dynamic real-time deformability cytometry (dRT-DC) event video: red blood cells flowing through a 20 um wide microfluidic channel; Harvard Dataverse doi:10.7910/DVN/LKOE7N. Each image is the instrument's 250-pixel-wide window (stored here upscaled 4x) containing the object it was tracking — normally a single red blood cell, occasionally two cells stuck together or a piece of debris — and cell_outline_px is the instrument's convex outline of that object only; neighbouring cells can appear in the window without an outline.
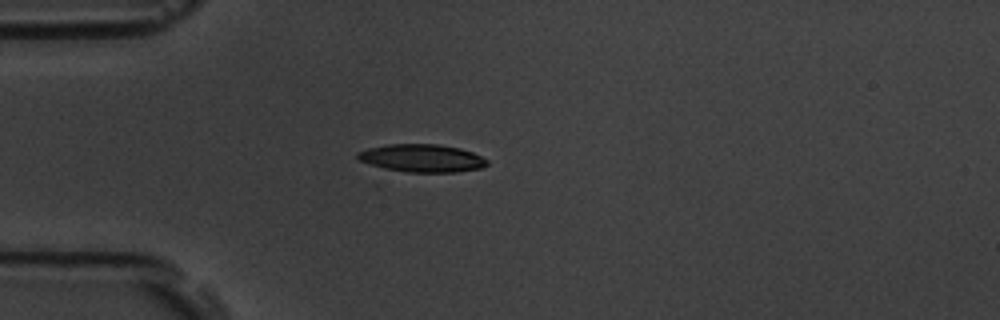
{"species": "common noctule bat (a hibernating species)", "species_latin": "Nyctalus noctula", "temperature_condition": "room temperature", "stored_images_in_passage": 32, "camera_frame_rate_fps": 3000, "um_per_image_px": 0.085, "animal": {"sex": "male", "body_mass_g": 19.5, "forearm_length_mm": 54.6}, "frame": {"image": 1, "passage_image": 1, "time_ms": 0.0, "image_size_px": [1000, 320], "cell_outline_px": [[488, 164], [480, 168], [456, 172], [408, 172], [384, 168], [360, 160], [356, 156], [356, 152], [368, 148], [388, 144], [436, 144], [460, 148], [472, 152], [488, 160]], "centroid_in_image_um": [35.87, 13.44], "position_along_channel_um": 49.1, "area_um2": 20.81}}
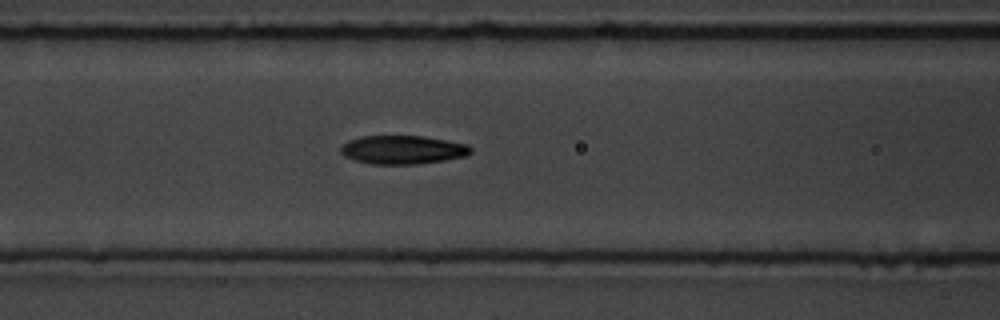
{"frame": {"image": 2, "passage_image": 9, "time_ms": 2.667, "image_size_px": [1000, 320], "cell_outline_px": [[472, 152], [464, 156], [444, 160], [416, 164], [372, 164], [356, 160], [344, 156], [340, 152], [340, 148], [348, 140], [360, 136], [424, 136], [468, 144], [472, 148]], "centroid_in_image_um": [34.23, 12.72], "position_along_channel_um": 132.4, "area_um2": 21.62}}
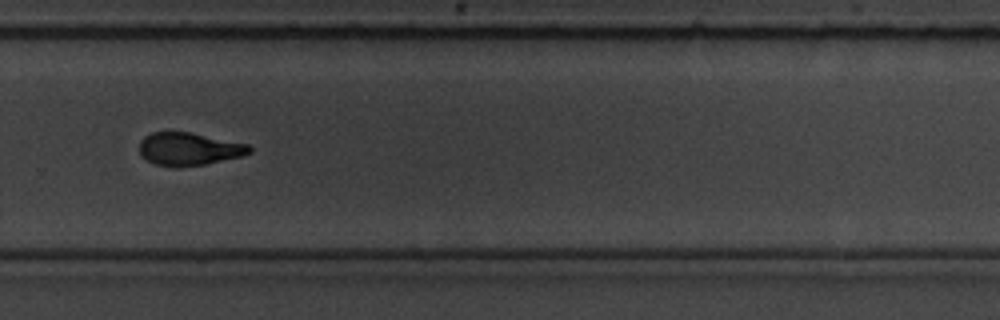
{"frame": {"image": 3, "passage_image": 24, "time_ms": 7.667, "image_size_px": [1000, 320], "cell_outline_px": [[252, 152], [240, 156], [204, 164], [176, 168], [156, 164], [140, 156], [140, 140], [144, 136], [152, 132], [188, 132], [248, 144], [252, 148]], "centroid_in_image_um": [16.03, 12.67], "position_along_channel_um": 313.8, "area_um2": 20.92}, "authors_computed_cell_mechanics": {"area_um2": 21.675, "velocity_mm_per_s": 3.634, "shape_relaxation_time_tau1_ms": 5.7728, "shape_relaxation_time_tau2_ms": 2.5013, "deformation_change_tau1": 0.1711, "deformation_change_tau2": 0.0968}}